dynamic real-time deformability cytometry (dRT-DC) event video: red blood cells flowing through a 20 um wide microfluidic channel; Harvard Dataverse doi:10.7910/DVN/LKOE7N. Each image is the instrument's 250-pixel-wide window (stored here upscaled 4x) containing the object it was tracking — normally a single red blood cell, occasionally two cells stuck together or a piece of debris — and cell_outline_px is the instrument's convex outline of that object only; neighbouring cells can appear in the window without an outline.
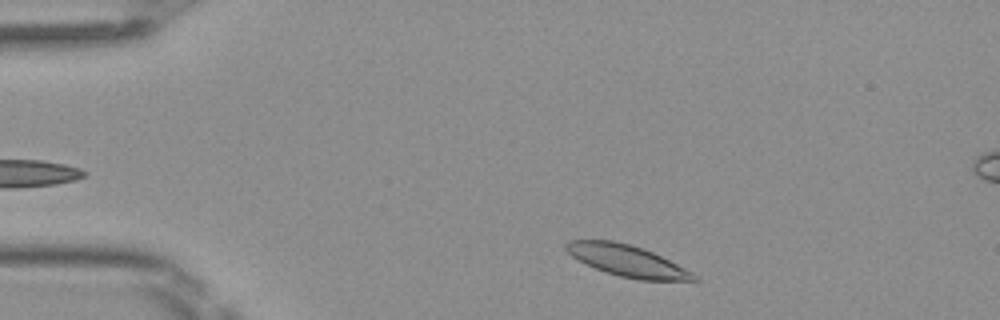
{"species": "Egyptian fruit bat (a non-hibernating species)", "species_latin": "Rousettus aegyptiacus", "temperature_condition": "room temperature", "stored_images_in_passage": 44, "segment_of_instrument_passage": [1, 2], "camera_frame_rate_fps": 3000, "um_per_image_px": 0.085, "frame": {"image": 1, "passage_image": 2, "time_ms": 0.333, "image_size_px": [1000, 320], "cell_outline_px": [[700, 280], [640, 280], [620, 276], [604, 272], [572, 256], [564, 248], [564, 244], [568, 240], [612, 240], [644, 248], [700, 276]], "centroid_in_image_um": [53.3, 22.16], "position_along_channel_um": 31.7, "area_um2": 23.12}}
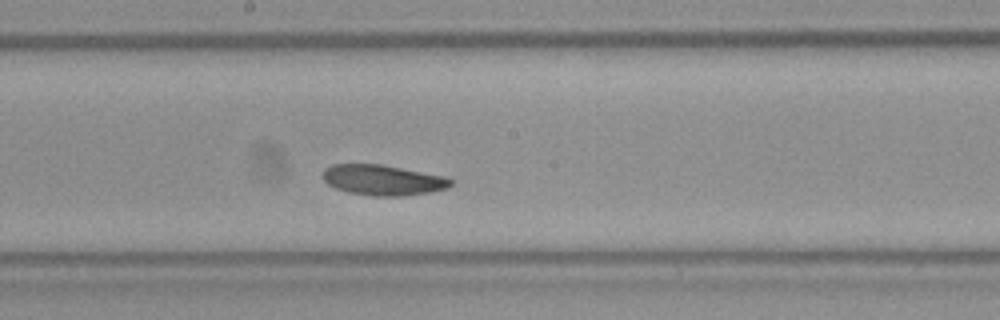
{"frame": {"image": 2, "passage_image": 20, "time_ms": 6.333, "image_size_px": [1000, 320], "cell_outline_px": [[456, 180], [448, 188], [432, 192], [404, 196], [372, 196], [348, 192], [336, 188], [328, 184], [324, 180], [324, 168], [332, 164], [384, 164], [448, 176]], "centroid_in_image_um": [32.64, 15.3], "position_along_channel_um": 215.6, "area_um2": 23.18}}
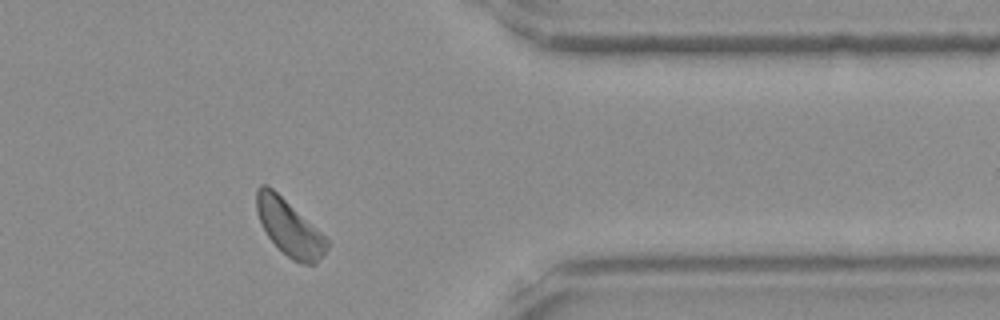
{"frame": {"image": 3, "passage_image": 34, "time_ms": 11.0, "image_size_px": [1000, 320], "cell_outline_px": [[328, 248], [316, 264], [300, 264], [292, 260], [268, 236], [260, 224], [256, 212], [256, 188], [260, 184], [268, 184], [316, 228], [328, 240]], "centroid_in_image_um": [24.56, 19.34], "position_along_channel_um": 386.8, "area_um2": 22.72}}